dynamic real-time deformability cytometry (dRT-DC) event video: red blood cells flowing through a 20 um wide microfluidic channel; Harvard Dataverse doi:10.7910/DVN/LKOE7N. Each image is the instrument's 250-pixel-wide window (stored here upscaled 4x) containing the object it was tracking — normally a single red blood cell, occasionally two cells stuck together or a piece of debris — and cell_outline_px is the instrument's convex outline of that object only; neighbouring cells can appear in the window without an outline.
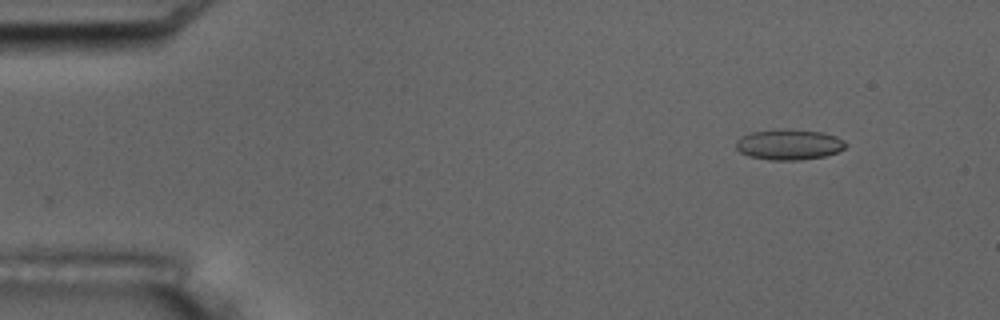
{"species": "common noctule bat (a hibernating species)", "species_latin": "Nyctalus noctula", "temperature_condition": "room temperature", "stored_images_in_passage": 5, "camera_frame_rate_fps": 3000, "um_per_image_px": 0.085, "animal": {"sex": "male", "body_mass_g": 17.5, "forearm_length_mm": 52.3}, "frame": {"image": 1, "passage_image": 1, "time_ms": 0.0, "image_size_px": [1000, 320], "cell_outline_px": [[848, 144], [844, 148], [836, 152], [824, 156], [800, 160], [768, 160], [748, 156], [740, 152], [736, 148], [736, 140], [752, 132], [780, 128], [792, 128], [820, 132], [836, 136], [844, 140]], "centroid_in_image_um": [67.06, 12.27], "position_along_channel_um": 17.9, "area_um2": 19.71}}
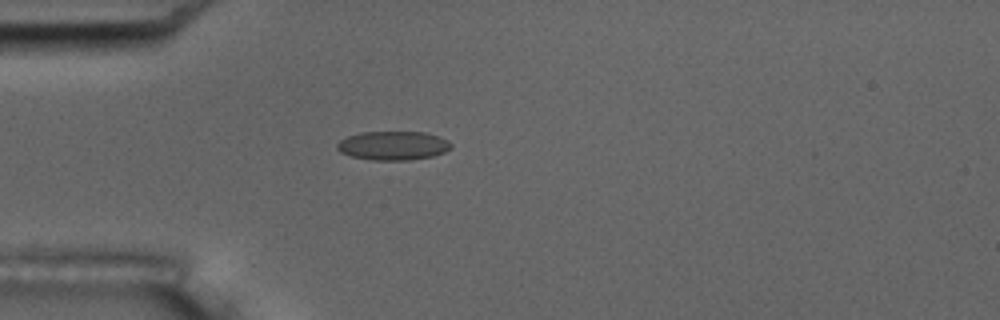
{"frame": {"image": 2, "passage_image": 4, "time_ms": 3.333, "image_size_px": [1000, 320], "cell_outline_px": [[452, 148], [444, 152], [432, 156], [408, 160], [372, 160], [352, 156], [340, 152], [336, 148], [336, 144], [340, 140], [348, 136], [360, 132], [424, 132], [448, 140], [452, 144]], "centroid_in_image_um": [33.4, 12.37], "position_along_channel_um": 51.6, "area_um2": 19.13}}